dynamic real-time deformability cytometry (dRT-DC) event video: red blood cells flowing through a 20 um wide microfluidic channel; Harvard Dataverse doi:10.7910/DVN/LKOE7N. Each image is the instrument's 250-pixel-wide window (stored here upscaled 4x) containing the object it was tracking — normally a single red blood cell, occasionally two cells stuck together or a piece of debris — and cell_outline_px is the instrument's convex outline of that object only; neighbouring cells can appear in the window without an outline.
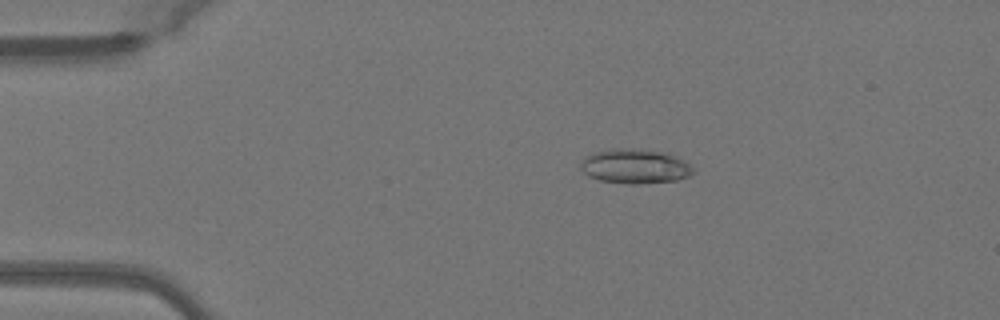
{"species": "Egyptian fruit bat (a non-hibernating species)", "species_latin": "Rousettus aegyptiacus", "temperature_condition": "warm", "stored_images_in_passage": 50, "camera_frame_rate_fps": 3000, "um_per_image_px": 0.085, "animal": {"sex": "female"}, "frame": {"image": 1, "passage_image": 10, "time_ms": 3.0, "image_size_px": [1000, 320], "cell_outline_px": [[696, 172], [688, 176], [676, 180], [636, 184], [632, 184], [600, 180], [588, 176], [580, 168], [580, 164], [592, 152], [620, 148], [632, 148], [668, 152], [676, 156], [696, 168]], "centroid_in_image_um": [54.02, 14.13], "position_along_channel_um": 31.0, "area_um2": 22.66}}
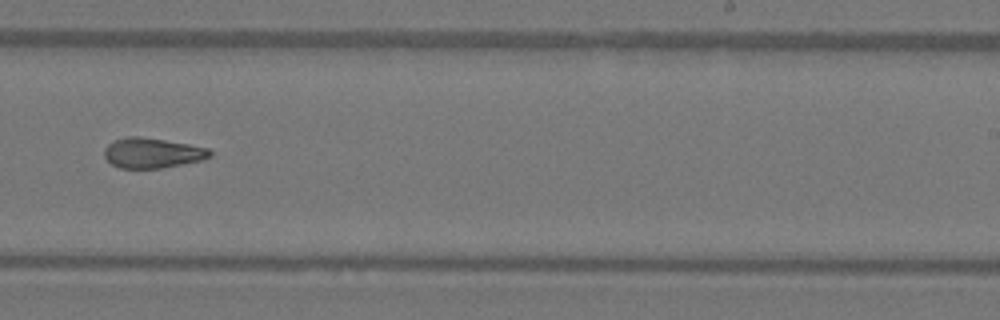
{"frame": {"image": 2, "passage_image": 32, "time_ms": 10.333, "image_size_px": [1000, 320], "cell_outline_px": [[212, 156], [204, 160], [160, 168], [120, 168], [112, 164], [104, 156], [104, 148], [108, 144], [116, 140], [128, 136], [140, 136], [188, 144], [208, 148], [212, 152]], "centroid_in_image_um": [12.96, 13.0], "position_along_channel_um": 276.0, "area_um2": 18.5}}
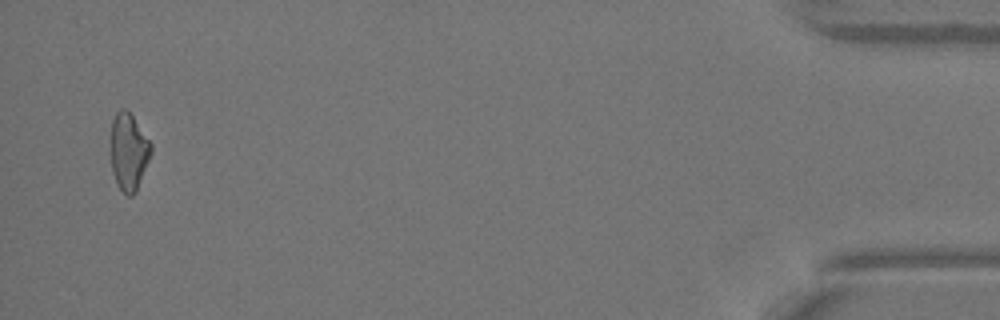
{"frame": {"image": 3, "passage_image": 49, "time_ms": 16.0, "image_size_px": [1000, 320], "cell_outline_px": [[152, 152], [136, 192], [132, 196], [128, 196], [116, 184], [112, 172], [112, 120], [116, 112], [120, 108], [124, 108], [132, 116], [152, 144]], "centroid_in_image_um": [10.95, 12.92], "position_along_channel_um": 424.2, "area_um2": 17.86}, "authors_computed_cell_mechanics": {"area_um2": 19.0451, "velocity_mm_per_s": 4.0811, "shape_relaxation_time_tau1_ms": null, "shape_relaxation_time_tau2_ms": 3.2207, "deformation_change_tau1": null, "deformation_change_tau2": 0.1064}}